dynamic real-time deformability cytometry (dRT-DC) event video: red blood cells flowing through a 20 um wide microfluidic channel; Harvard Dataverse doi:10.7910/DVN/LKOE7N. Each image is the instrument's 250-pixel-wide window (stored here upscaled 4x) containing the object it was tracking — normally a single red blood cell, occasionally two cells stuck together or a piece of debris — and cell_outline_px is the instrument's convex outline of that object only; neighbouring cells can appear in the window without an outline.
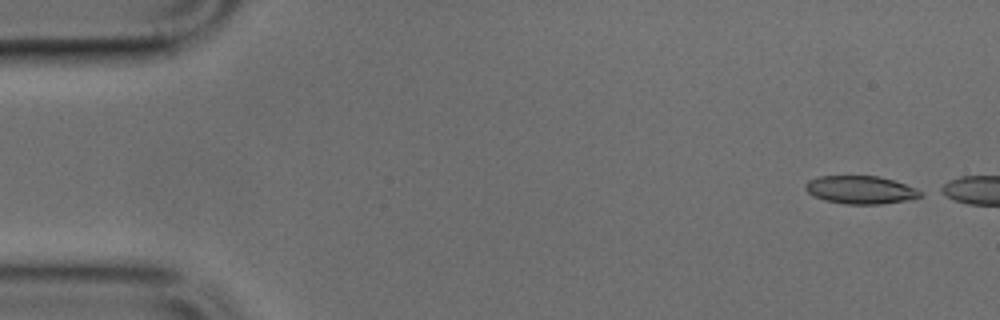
{"species": "common noctule bat (a hibernating species)", "species_latin": "Nyctalus noctula", "temperature_condition": "cold", "stored_images_in_passage": 4, "camera_frame_rate_fps": 3000, "um_per_image_px": 0.085, "animal": {"sex": "male", "body_mass_g": 17.9, "forearm_length_mm": 54.2}, "frame": {"image": 1, "passage_image": 1, "time_ms": 0.0, "image_size_px": [1000, 320], "cell_outline_px": [[924, 196], [908, 200], [880, 204], [848, 204], [824, 200], [812, 196], [804, 188], [804, 184], [808, 180], [820, 176], [880, 176], [916, 188], [924, 192]], "centroid_in_image_um": [73.15, 16.14], "position_along_channel_um": 11.9, "area_um2": 18.9}}